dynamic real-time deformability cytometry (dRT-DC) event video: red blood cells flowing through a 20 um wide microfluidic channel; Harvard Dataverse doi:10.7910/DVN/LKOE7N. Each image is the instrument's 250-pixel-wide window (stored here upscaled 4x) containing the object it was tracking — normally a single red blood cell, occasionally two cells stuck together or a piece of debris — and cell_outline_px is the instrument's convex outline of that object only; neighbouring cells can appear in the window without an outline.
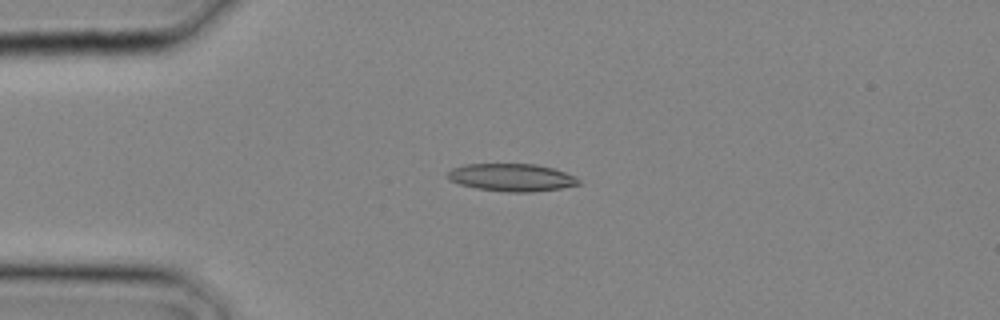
{"species": "common noctule bat (a hibernating species)", "species_latin": "Nyctalus noctula", "temperature_condition": "cold", "stored_images_in_passage": 12, "camera_frame_rate_fps": 3000, "um_per_image_px": 0.085, "animal": {"sex": "male", "body_mass_g": 20.4}, "frame": {"image": 1, "passage_image": 5, "time_ms": 1.333, "image_size_px": [1000, 320], "cell_outline_px": [[580, 184], [560, 188], [532, 192], [508, 192], [476, 188], [460, 184], [452, 180], [448, 176], [448, 172], [452, 168], [464, 164], [536, 164], [552, 168], [576, 176], [580, 180]], "centroid_in_image_um": [43.51, 15.08], "position_along_channel_um": 41.5, "area_um2": 20.92}}
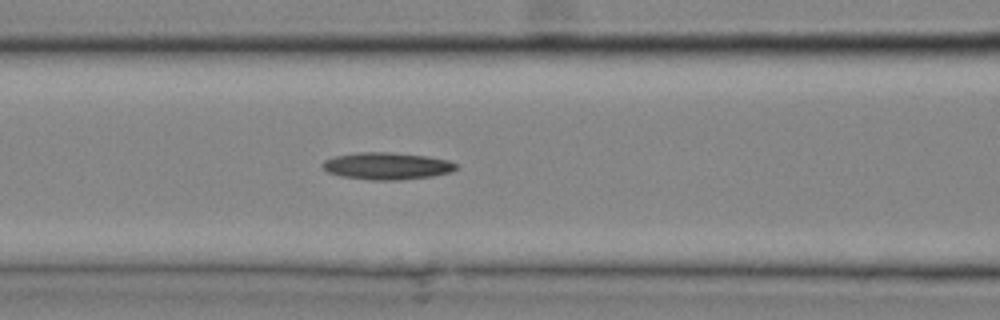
{"frame": {"image": 2, "passage_image": 10, "time_ms": 3.0, "image_size_px": [1000, 320], "cell_outline_px": [[460, 168], [452, 172], [432, 176], [400, 180], [368, 180], [340, 176], [328, 172], [320, 164], [324, 160], [336, 156], [356, 152], [392, 152], [428, 156], [448, 160], [460, 164]], "centroid_in_image_um": [32.94, 14.11], "position_along_channel_um": 133.7, "area_um2": 21.44}}
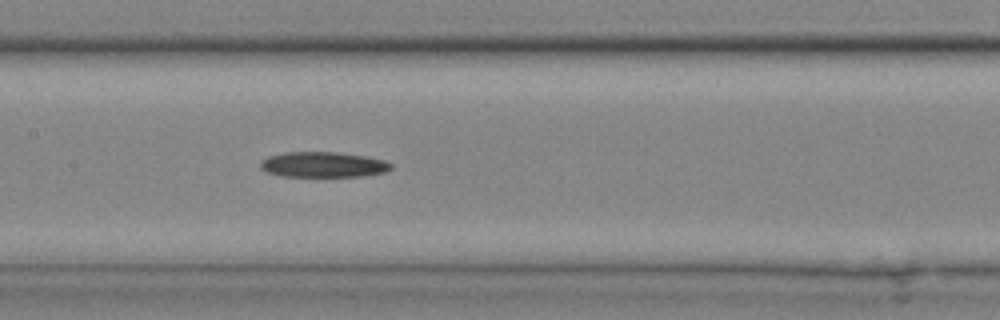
{"frame": {"image": 3, "passage_image": 12, "time_ms": 3.667, "image_size_px": [1000, 320], "cell_outline_px": [[392, 168], [384, 172], [364, 176], [280, 176], [268, 172], [260, 168], [260, 160], [268, 156], [284, 152], [340, 152], [368, 156], [384, 160], [392, 164]], "centroid_in_image_um": [27.47, 13.98], "position_along_channel_um": 179.9, "area_um2": 19.48}}